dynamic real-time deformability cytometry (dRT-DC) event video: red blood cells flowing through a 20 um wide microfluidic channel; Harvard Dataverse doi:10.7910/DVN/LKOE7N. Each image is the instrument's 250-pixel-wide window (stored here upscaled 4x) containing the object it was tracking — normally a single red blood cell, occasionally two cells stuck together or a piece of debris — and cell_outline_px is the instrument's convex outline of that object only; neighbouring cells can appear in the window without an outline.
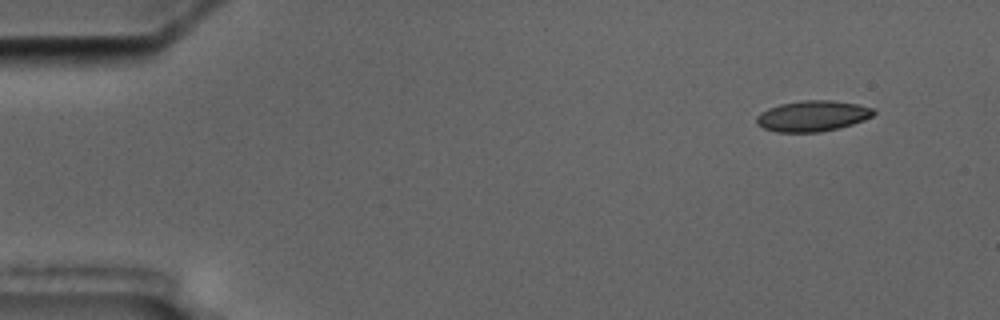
{"species": "common noctule bat (a hibernating species)", "species_latin": "Nyctalus noctula", "temperature_condition": "cold", "stored_images_in_passage": 5, "segment_of_instrument_passage": [2, 2], "camera_frame_rate_fps": 3000, "um_per_image_px": 0.085, "animal": {"sex": "male", "body_mass_g": 17.5, "forearm_length_mm": 52.3}, "frame": {"image": 1, "passage_image": 5, "time_ms": 4.667, "image_size_px": [1000, 320], "cell_outline_px": [[876, 112], [872, 116], [864, 120], [852, 124], [820, 132], [776, 132], [764, 128], [756, 124], [756, 116], [760, 112], [768, 108], [780, 104], [800, 100], [832, 100], [856, 104], [872, 108]], "centroid_in_image_um": [69.03, 9.85], "position_along_channel_um": 16.0, "area_um2": 20.98}}